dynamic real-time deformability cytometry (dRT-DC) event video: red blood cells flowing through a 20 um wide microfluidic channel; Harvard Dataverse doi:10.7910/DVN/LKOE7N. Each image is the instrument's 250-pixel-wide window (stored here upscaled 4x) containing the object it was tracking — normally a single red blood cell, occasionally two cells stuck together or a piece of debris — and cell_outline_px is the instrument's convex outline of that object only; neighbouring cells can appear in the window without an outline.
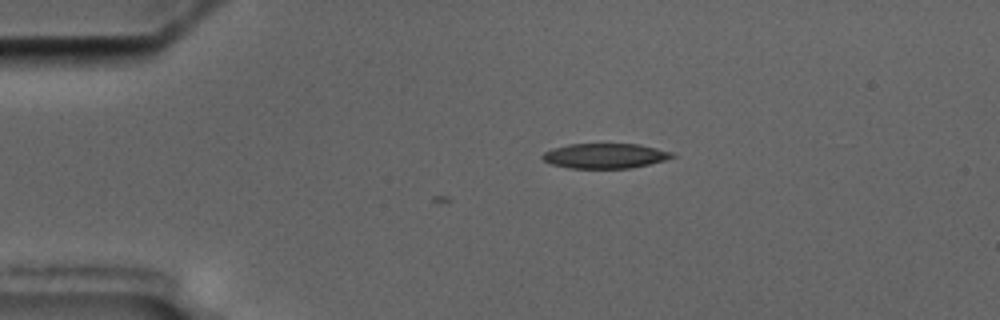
{"species": "common noctule bat (a hibernating species)", "species_latin": "Nyctalus noctula", "temperature_condition": "cold", "stored_images_in_passage": 8, "camera_frame_rate_fps": 3000, "um_per_image_px": 0.085, "animal": {"sex": "male", "body_mass_g": 17.5, "forearm_length_mm": 52.3}, "frame": {"image": 1, "passage_image": 3, "time_ms": 3.333, "image_size_px": [1000, 320], "cell_outline_px": [[676, 156], [664, 160], [632, 168], [568, 168], [552, 164], [544, 160], [540, 156], [544, 152], [552, 148], [568, 144], [640, 144], [672, 152]], "centroid_in_image_um": [51.41, 13.24], "position_along_channel_um": 33.6, "area_um2": 18.84}}